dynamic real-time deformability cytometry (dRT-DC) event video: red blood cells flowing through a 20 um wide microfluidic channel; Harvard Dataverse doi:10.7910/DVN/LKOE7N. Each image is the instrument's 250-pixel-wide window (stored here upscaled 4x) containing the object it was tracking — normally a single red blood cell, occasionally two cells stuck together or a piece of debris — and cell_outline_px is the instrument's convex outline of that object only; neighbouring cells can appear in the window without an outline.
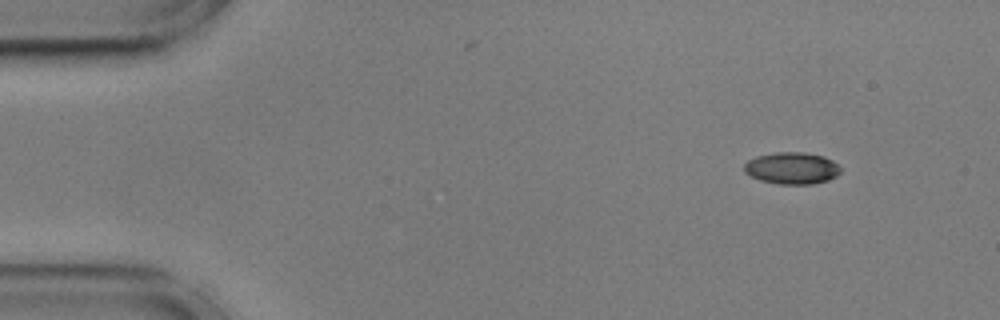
{"species": "common noctule bat (a hibernating species)", "species_latin": "Nyctalus noctula", "temperature_condition": "cold", "stored_images_in_passage": 51, "camera_frame_rate_fps": 3000, "um_per_image_px": 0.085, "animal": {"sex": "male", "body_mass_g": 17.9, "forearm_length_mm": 54.2}, "frame": {"image": 1, "passage_image": 1, "time_ms": 0.0, "image_size_px": [1000, 320], "cell_outline_px": [[840, 172], [836, 176], [828, 180], [812, 184], [776, 184], [760, 180], [744, 172], [744, 164], [748, 160], [756, 156], [772, 152], [804, 152], [824, 156], [832, 160], [840, 168]], "centroid_in_image_um": [67.29, 14.29], "position_along_channel_um": 17.7, "area_um2": 17.98}}
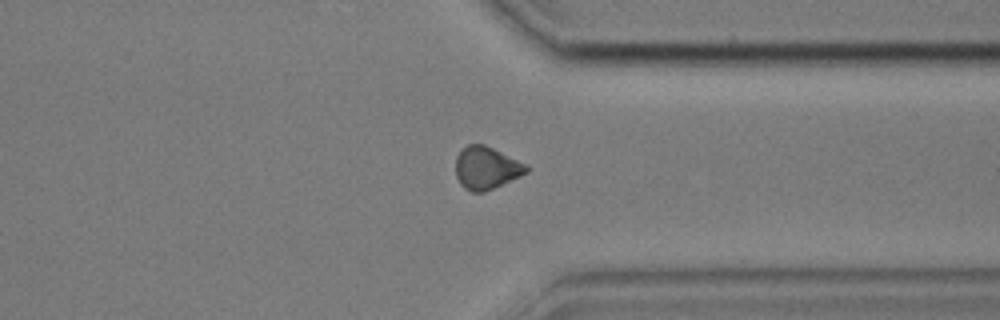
{"frame": {"image": 2, "passage_image": 38, "time_ms": 12.333, "image_size_px": [1000, 320], "cell_outline_px": [[528, 172], [520, 176], [484, 192], [472, 192], [464, 188], [460, 184], [456, 176], [456, 156], [468, 144], [484, 144], [528, 164]], "centroid_in_image_um": [41.34, 14.27], "position_along_channel_um": 370.1, "area_um2": 17.51}}
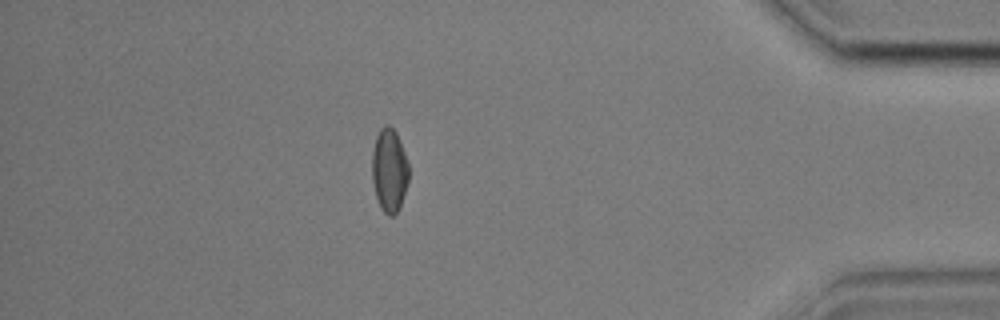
{"frame": {"image": 3, "passage_image": 44, "time_ms": 14.333, "image_size_px": [1000, 320], "cell_outline_px": [[408, 180], [400, 208], [392, 216], [388, 216], [380, 208], [376, 196], [372, 180], [372, 152], [376, 136], [380, 128], [384, 124], [388, 124], [396, 132], [404, 152], [408, 164]], "centroid_in_image_um": [33.07, 14.47], "position_along_channel_um": 402.1, "area_um2": 17.86}, "authors_computed_cell_mechanics": {"area_um2": 17.8602, "velocity_mm_per_s": 3.5954, "shape_relaxation_time_tau1_ms": null, "shape_relaxation_time_tau2_ms": 10.1633, "deformation_change_tau1": null, "deformation_change_tau2": 0.1225}}